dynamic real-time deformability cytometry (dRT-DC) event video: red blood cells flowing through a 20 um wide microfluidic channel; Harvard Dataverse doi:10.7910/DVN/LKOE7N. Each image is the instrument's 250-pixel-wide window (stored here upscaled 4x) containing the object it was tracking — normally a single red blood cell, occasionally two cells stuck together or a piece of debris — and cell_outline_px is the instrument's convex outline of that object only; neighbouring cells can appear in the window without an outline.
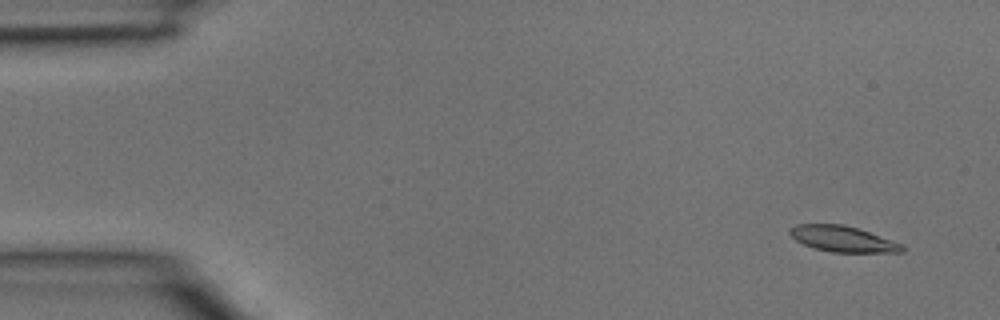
{"species": "common noctule bat (a hibernating species)", "species_latin": "Nyctalus noctula", "temperature_condition": "room temperature", "stored_images_in_passage": 3, "camera_frame_rate_fps": 3000, "um_per_image_px": 0.085, "animal": {"sex": "male", "body_mass_g": 15.6}, "frame": {"image": 1, "passage_image": 1, "time_ms": 0.0, "image_size_px": [1000, 320], "cell_outline_px": [[904, 252], [832, 252], [812, 248], [796, 240], [788, 232], [788, 228], [796, 224], [844, 224], [904, 244]], "centroid_in_image_um": [71.61, 20.31], "position_along_channel_um": 13.4, "area_um2": 16.88}}